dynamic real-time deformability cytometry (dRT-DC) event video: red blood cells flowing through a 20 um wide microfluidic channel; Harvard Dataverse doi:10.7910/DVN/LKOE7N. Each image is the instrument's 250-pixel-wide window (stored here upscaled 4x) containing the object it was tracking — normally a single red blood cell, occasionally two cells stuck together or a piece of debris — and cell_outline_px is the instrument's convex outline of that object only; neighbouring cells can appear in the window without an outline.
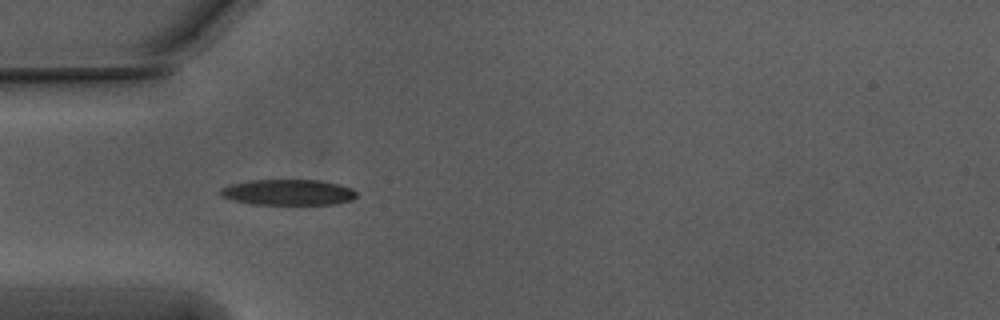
{"species": "Egyptian fruit bat (a non-hibernating species)", "species_latin": "Rousettus aegyptiacus", "temperature_condition": "warm", "stored_images_in_passage": 8, "camera_frame_rate_fps": 3000, "um_per_image_px": 0.085, "animal": {"sex": "male"}, "frame": {"image": 1, "passage_image": 3, "time_ms": 0.667, "image_size_px": [1000, 320], "cell_outline_px": [[356, 196], [352, 200], [332, 204], [252, 204], [232, 200], [220, 196], [220, 188], [232, 184], [248, 180], [320, 180], [340, 184], [352, 188], [356, 192]], "centroid_in_image_um": [24.48, 16.34], "position_along_channel_um": 60.5, "area_um2": 20.46}}